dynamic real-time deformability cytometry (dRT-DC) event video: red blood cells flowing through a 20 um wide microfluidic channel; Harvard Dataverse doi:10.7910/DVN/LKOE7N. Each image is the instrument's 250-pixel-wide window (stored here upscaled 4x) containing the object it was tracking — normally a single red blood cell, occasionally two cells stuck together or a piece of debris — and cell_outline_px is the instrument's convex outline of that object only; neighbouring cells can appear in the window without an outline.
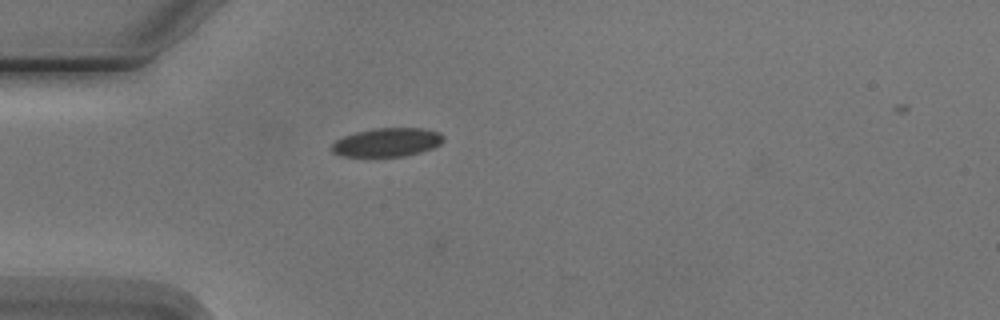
{"species": "Egyptian fruit bat (a non-hibernating species)", "species_latin": "Rousettus aegyptiacus", "temperature_condition": "cold", "stored_images_in_passage": 1, "camera_frame_rate_fps": 3000, "um_per_image_px": 0.085, "animal": {"sex": "male"}, "frame": {"image": 1, "passage_image": 1, "time_ms": 0.0, "image_size_px": [1000, 320], "cell_outline_px": [[444, 140], [440, 144], [432, 148], [420, 152], [404, 156], [376, 160], [340, 156], [332, 152], [332, 144], [336, 140], [344, 136], [356, 132], [376, 128], [424, 128], [440, 132], [444, 136]], "centroid_in_image_um": [32.86, 12.15], "position_along_channel_um": 52.1, "area_um2": 19.54}}